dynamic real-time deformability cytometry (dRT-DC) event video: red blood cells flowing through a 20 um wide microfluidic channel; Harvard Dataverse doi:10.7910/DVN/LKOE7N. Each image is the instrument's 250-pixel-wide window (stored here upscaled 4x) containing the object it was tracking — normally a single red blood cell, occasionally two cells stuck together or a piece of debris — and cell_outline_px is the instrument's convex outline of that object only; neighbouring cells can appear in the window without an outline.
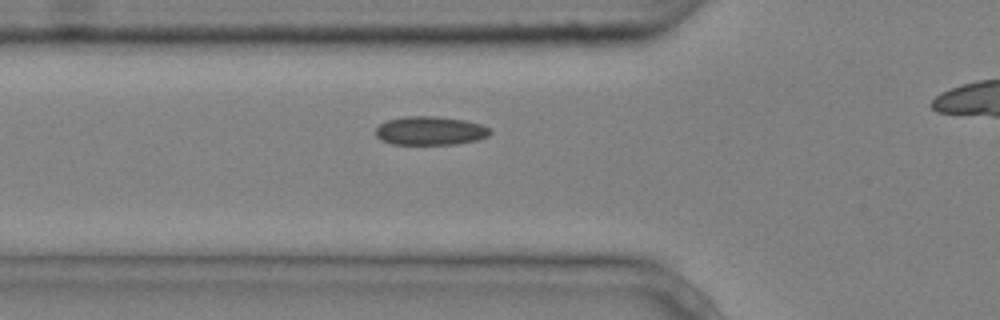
{"species": "common noctule bat (a hibernating species)", "species_latin": "Nyctalus noctula", "temperature_condition": "cold", "stored_images_in_passage": 6, "camera_frame_rate_fps": 3000, "um_per_image_px": 0.085, "animal": {"sex": "male", "body_mass_g": 20.4}, "frame": {"image": 1, "passage_image": 6, "time_ms": 1.667, "image_size_px": [1000, 320], "cell_outline_px": [[492, 132], [488, 136], [476, 140], [456, 144], [392, 144], [380, 140], [376, 136], [376, 128], [380, 124], [388, 120], [404, 116], [436, 116], [464, 120], [480, 124], [488, 128]], "centroid_in_image_um": [36.55, 11.11], "position_along_channel_um": 89.3, "area_um2": 19.07}}